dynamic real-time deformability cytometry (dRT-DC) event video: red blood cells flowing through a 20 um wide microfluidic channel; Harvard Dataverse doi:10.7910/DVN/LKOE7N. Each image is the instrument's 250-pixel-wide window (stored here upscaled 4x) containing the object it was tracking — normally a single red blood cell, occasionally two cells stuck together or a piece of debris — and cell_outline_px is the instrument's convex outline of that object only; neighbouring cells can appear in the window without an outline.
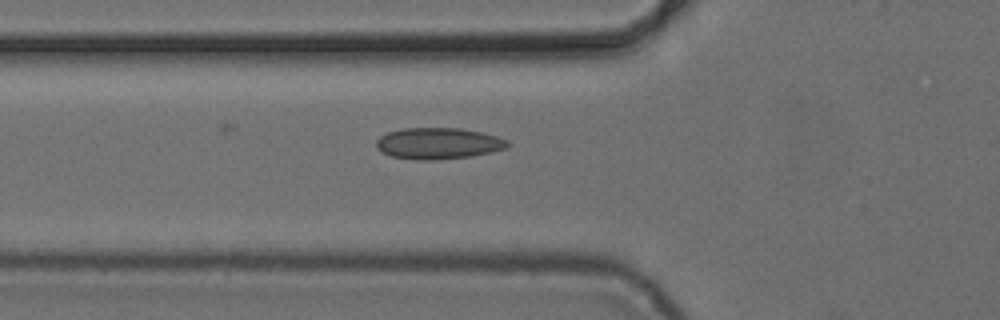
{"species": "common noctule bat (a hibernating species)", "species_latin": "Nyctalus noctula", "temperature_condition": "cold", "stored_images_in_passage": 8, "camera_frame_rate_fps": 3000, "um_per_image_px": 0.085, "animal": {"sex": "female", "body_mass_g": 24.6, "forearm_length_mm": 56.2}, "frame": {"image": 1, "passage_image": 8, "time_ms": 8.333, "image_size_px": [1000, 320], "cell_outline_px": [[512, 144], [504, 148], [492, 152], [472, 156], [436, 160], [416, 160], [392, 156], [376, 148], [376, 140], [380, 136], [388, 132], [404, 128], [460, 128], [480, 132], [496, 136], [508, 140]], "centroid_in_image_um": [37.26, 12.19], "position_along_channel_um": 88.5, "area_um2": 23.99}}